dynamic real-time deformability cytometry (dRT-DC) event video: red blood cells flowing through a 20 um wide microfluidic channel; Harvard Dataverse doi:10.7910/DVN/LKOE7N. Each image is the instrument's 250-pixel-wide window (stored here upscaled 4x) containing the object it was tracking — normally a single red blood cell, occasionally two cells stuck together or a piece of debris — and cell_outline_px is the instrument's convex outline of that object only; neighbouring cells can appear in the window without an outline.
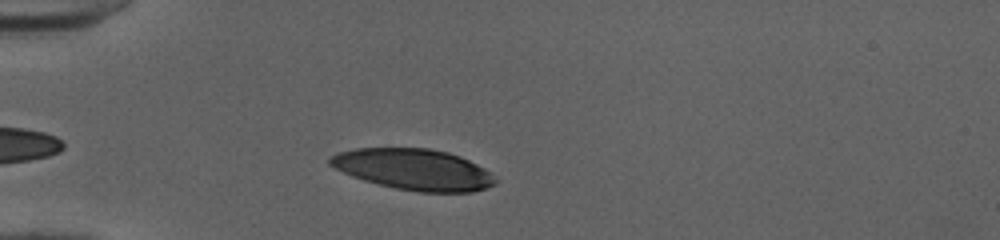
{"species": "human", "species_latin": "Homo sapiens", "temperature_condition": "cold", "stored_images_in_passage": 34, "camera_frame_rate_fps": 3000, "um_per_image_px": 0.085, "donor": {"sex": "female"}, "frame": {"image": 1, "passage_image": 5, "time_ms": 1.333, "image_size_px": [1000, 240], "cell_outline_px": [[496, 184], [472, 192], [416, 192], [396, 188], [364, 180], [352, 176], [328, 164], [328, 156], [340, 152], [356, 148], [428, 148], [448, 152], [460, 156], [484, 168], [496, 180]], "centroid_in_image_um": [35.15, 14.39], "position_along_channel_um": 49.9, "area_um2": 39.3}}
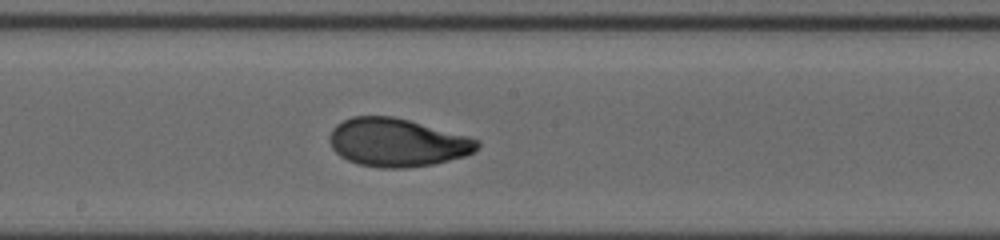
{"frame": {"image": 2, "passage_image": 19, "time_ms": 6.0, "image_size_px": [1000, 240], "cell_outline_px": [[480, 144], [472, 152], [464, 156], [432, 164], [408, 168], [380, 168], [360, 164], [348, 160], [340, 156], [332, 148], [328, 140], [328, 136], [332, 128], [336, 124], [352, 116], [392, 116], [408, 120], [468, 136], [480, 140]], "centroid_in_image_um": [33.72, 12.11], "position_along_channel_um": 214.5, "area_um2": 41.38}}
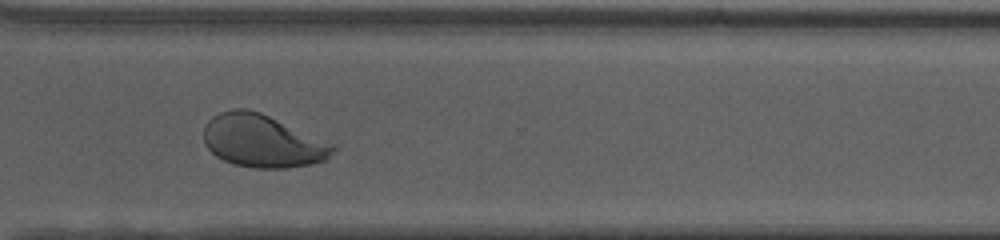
{"frame": {"image": 3, "passage_image": 29, "time_ms": 9.333, "image_size_px": [1000, 240], "cell_outline_px": [[336, 148], [324, 160], [312, 164], [288, 168], [256, 168], [232, 164], [216, 156], [204, 144], [204, 124], [212, 116], [220, 112], [232, 108], [248, 108], [260, 112], [336, 144]], "centroid_in_image_um": [22.29, 11.97], "position_along_channel_um": 348.3, "area_um2": 39.94}, "authors_computed_cell_mechanics": {"area_um2": 41.038, "velocity_mm_per_s": 4.0159, "shape_relaxation_time_tau1_ms": 3.99, "shape_relaxation_time_tau2_ms": 0.7684, "deformation_change_tau1": 0.2103, "deformation_change_tau2": 0.05}}